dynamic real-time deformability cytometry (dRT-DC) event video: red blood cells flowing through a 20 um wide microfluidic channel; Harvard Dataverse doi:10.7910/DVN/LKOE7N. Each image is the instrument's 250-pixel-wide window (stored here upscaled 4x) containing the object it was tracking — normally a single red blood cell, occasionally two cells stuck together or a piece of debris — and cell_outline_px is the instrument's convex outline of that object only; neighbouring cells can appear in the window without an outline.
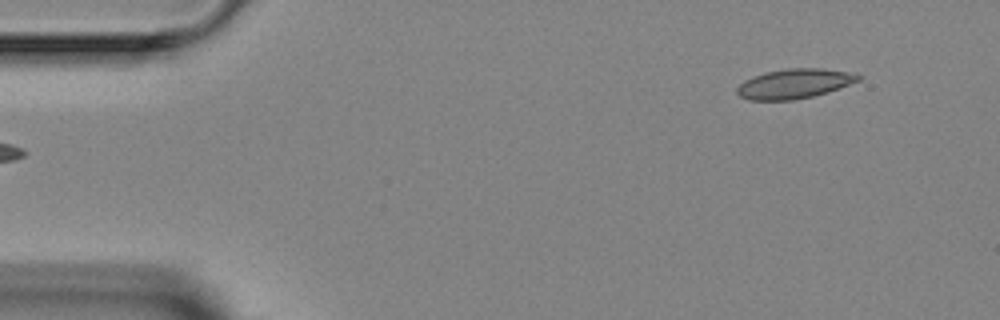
{"species": "Egyptian fruit bat (a non-hibernating species)", "species_latin": "Rousettus aegyptiacus", "temperature_condition": "room temperature", "stored_images_in_passage": 5, "camera_frame_rate_fps": 3000, "um_per_image_px": 0.085, "animal": {"sex": "female"}, "frame": {"image": 1, "passage_image": 1, "time_ms": 0.0, "image_size_px": [1000, 320], "cell_outline_px": [[860, 80], [828, 92], [812, 96], [792, 100], [748, 100], [740, 96], [736, 92], [736, 88], [744, 80], [752, 76], [764, 72], [784, 68], [824, 68], [848, 72], [860, 76]], "centroid_in_image_um": [67.47, 7.11], "position_along_channel_um": 17.5, "area_um2": 20.98}}
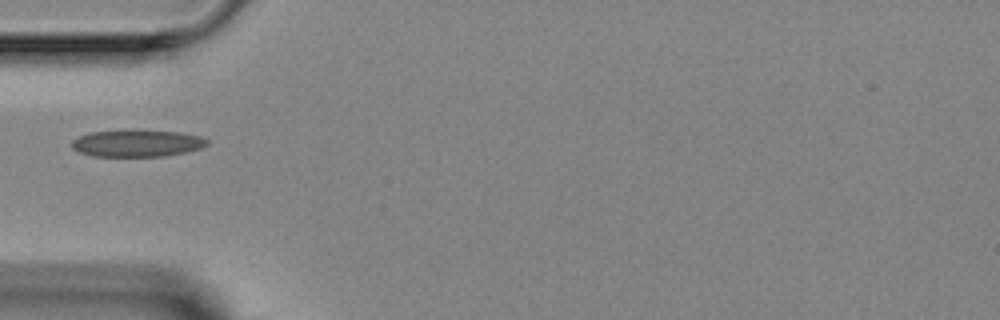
{"frame": {"image": 2, "passage_image": 4, "time_ms": 3.667, "image_size_px": [1000, 320], "cell_outline_px": [[208, 144], [200, 148], [184, 152], [164, 156], [92, 156], [80, 152], [72, 148], [72, 140], [88, 132], [132, 128], [180, 132], [200, 136], [208, 140]], "centroid_in_image_um": [11.63, 12.14], "position_along_channel_um": 73.4, "area_um2": 21.73}}
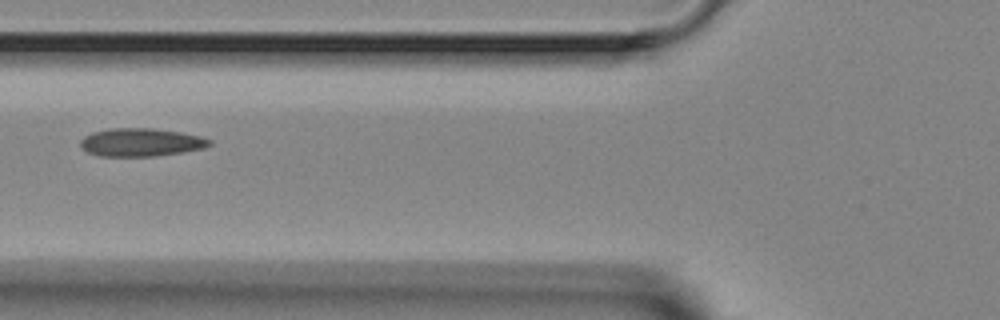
{"frame": {"image": 3, "passage_image": 5, "time_ms": 4.667, "image_size_px": [1000, 320], "cell_outline_px": [[212, 144], [204, 148], [184, 152], [156, 156], [100, 156], [88, 152], [80, 148], [80, 140], [84, 136], [92, 132], [108, 128], [152, 128], [180, 132], [200, 136], [212, 140]], "centroid_in_image_um": [11.97, 12.09], "position_along_channel_um": 113.8, "area_um2": 21.33}}